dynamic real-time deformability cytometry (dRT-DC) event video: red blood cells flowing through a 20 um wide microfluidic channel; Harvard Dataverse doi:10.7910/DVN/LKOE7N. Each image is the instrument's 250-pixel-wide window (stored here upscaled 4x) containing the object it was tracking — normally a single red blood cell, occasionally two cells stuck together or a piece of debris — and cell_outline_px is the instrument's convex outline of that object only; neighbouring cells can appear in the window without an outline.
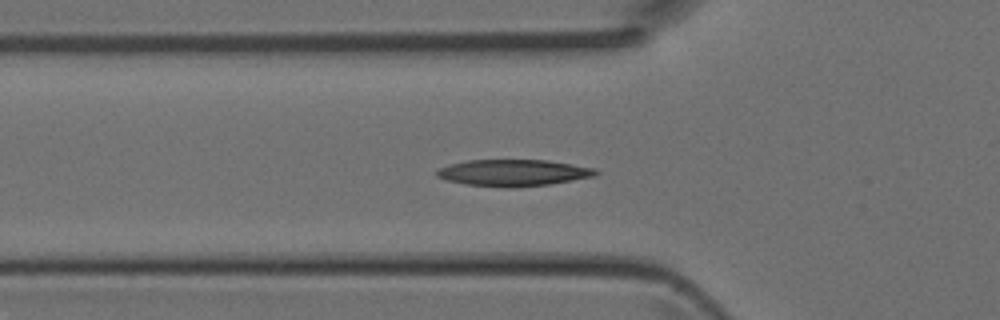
{"species": "Egyptian fruit bat (a non-hibernating species)", "species_latin": "Rousettus aegyptiacus", "temperature_condition": "room temperature", "stored_images_in_passage": 35, "camera_frame_rate_fps": 3000, "um_per_image_px": 0.085, "animal": {"sex": "female"}, "frame": {"image": 1, "passage_image": 9, "time_ms": 2.667, "image_size_px": [1000, 320], "cell_outline_px": [[600, 172], [596, 176], [548, 184], [512, 188], [504, 188], [464, 184], [444, 180], [436, 176], [436, 172], [440, 168], [448, 164], [468, 160], [548, 160], [596, 168]], "centroid_in_image_um": [43.62, 14.69], "position_along_channel_um": 82.2, "area_um2": 24.85}}
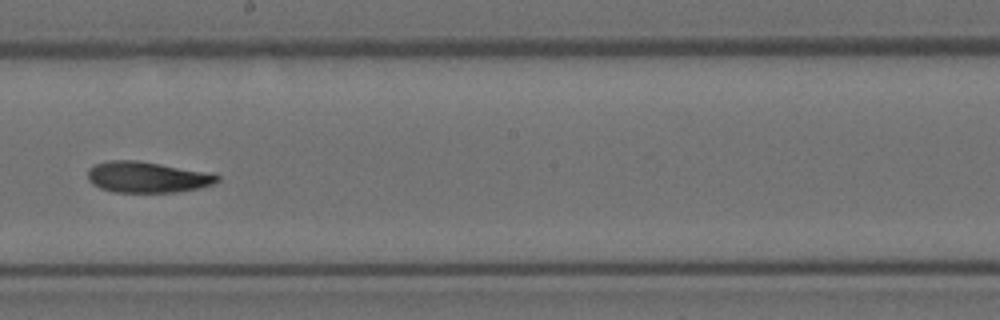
{"frame": {"image": 2, "passage_image": 19, "time_ms": 6.0, "image_size_px": [1000, 320], "cell_outline_px": [[220, 180], [212, 184], [200, 188], [176, 192], [116, 192], [100, 188], [92, 184], [88, 180], [88, 168], [96, 164], [108, 160], [136, 160], [212, 172], [220, 176]], "centroid_in_image_um": [12.54, 15.05], "position_along_channel_um": 235.7, "area_um2": 23.58}}
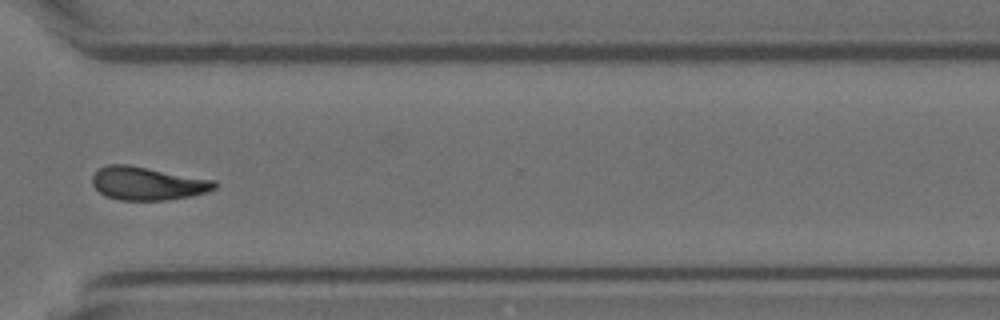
{"frame": {"image": 3, "passage_image": 27, "time_ms": 8.667, "image_size_px": [1000, 320], "cell_outline_px": [[216, 188], [208, 192], [188, 196], [164, 200], [120, 200], [104, 196], [92, 184], [92, 176], [100, 168], [108, 164], [128, 164], [216, 180]], "centroid_in_image_um": [12.53, 15.58], "position_along_channel_um": 358.1, "area_um2": 23.7}}